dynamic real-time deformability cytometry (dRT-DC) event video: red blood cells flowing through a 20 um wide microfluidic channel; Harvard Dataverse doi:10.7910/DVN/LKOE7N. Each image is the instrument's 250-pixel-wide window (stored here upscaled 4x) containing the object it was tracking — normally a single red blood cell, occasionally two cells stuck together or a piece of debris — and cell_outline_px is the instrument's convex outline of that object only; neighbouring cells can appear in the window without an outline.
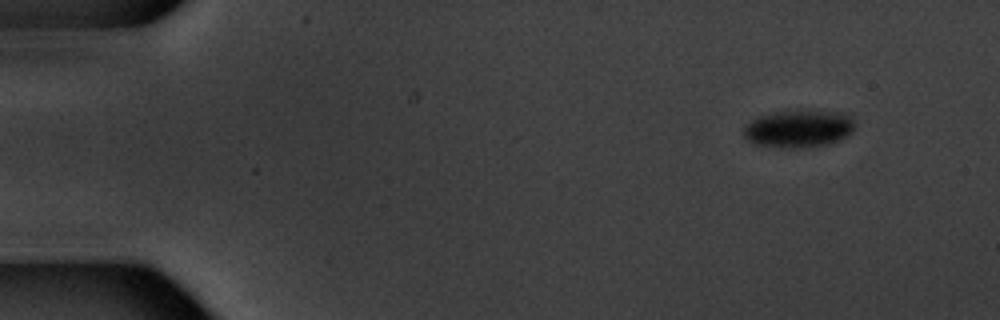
{"species": "common noctule bat (a hibernating species)", "species_latin": "Nyctalus noctula", "temperature_condition": "warm", "stored_images_in_passage": 5, "segment_of_instrument_passage": [2, 2], "camera_frame_rate_fps": 3000, "um_per_image_px": 0.085, "animal": {"sex": "male", "body_mass_g": 20.1, "forearm_length_mm": 53.5}, "frame": {"image": 1, "passage_image": 5, "time_ms": 5.667, "image_size_px": [1000, 320], "cell_outline_px": [[856, 128], [848, 136], [840, 140], [828, 144], [808, 148], [780, 148], [752, 144], [744, 140], [744, 128], [752, 120], [760, 116], [776, 112], [848, 112], [852, 116], [856, 124]], "centroid_in_image_um": [67.93, 10.98], "position_along_channel_um": 17.1, "area_um2": 24.51}}